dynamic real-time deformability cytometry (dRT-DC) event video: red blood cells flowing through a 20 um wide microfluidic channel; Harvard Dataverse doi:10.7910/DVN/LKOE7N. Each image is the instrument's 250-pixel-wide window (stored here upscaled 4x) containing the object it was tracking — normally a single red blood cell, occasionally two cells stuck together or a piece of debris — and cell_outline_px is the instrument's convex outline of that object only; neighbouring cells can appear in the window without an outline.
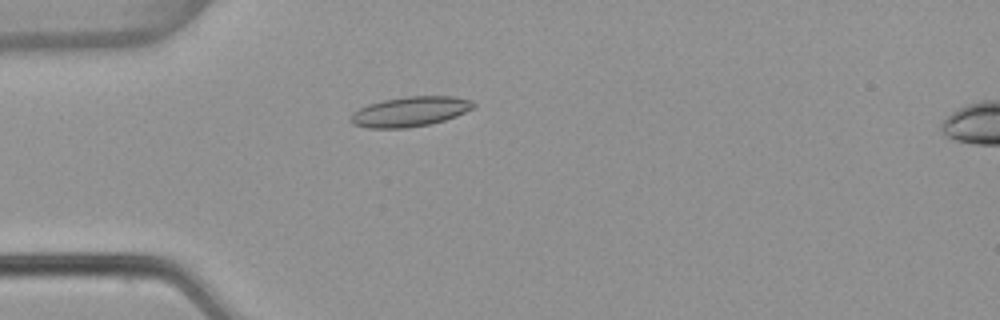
{"species": "common noctule bat (a hibernating species)", "species_latin": "Nyctalus noctula", "temperature_condition": "warm", "stored_images_in_passage": 5, "camera_frame_rate_fps": 3000, "um_per_image_px": 0.085, "animal": {"sex": "female", "body_mass_g": 22.7, "forearm_length_mm": 54.2}, "frame": {"image": 1, "passage_image": 4, "time_ms": 1.0, "image_size_px": [1000, 320], "cell_outline_px": [[476, 108], [456, 116], [444, 120], [428, 124], [408, 128], [368, 128], [352, 124], [348, 120], [352, 112], [368, 104], [384, 100], [408, 96], [452, 96], [472, 100], [476, 104]], "centroid_in_image_um": [34.86, 9.48], "position_along_channel_um": 50.1, "area_um2": 21.56}}